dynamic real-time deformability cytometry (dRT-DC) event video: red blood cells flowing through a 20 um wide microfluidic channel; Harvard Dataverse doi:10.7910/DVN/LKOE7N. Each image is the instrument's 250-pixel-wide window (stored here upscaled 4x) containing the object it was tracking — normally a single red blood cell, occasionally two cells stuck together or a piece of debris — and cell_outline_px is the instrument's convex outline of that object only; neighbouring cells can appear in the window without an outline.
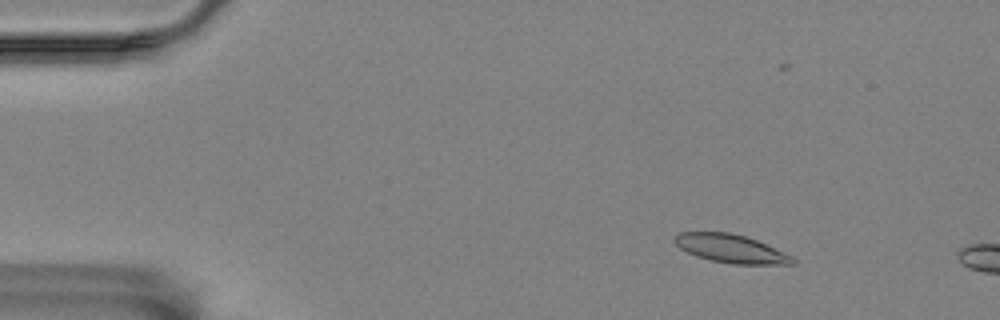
{"species": "Egyptian fruit bat (a non-hibernating species)", "species_latin": "Rousettus aegyptiacus", "temperature_condition": "room temperature", "stored_images_in_passage": 5, "camera_frame_rate_fps": 3000, "um_per_image_px": 0.085, "animal": {"sex": "female"}, "frame": {"image": 1, "passage_image": 3, "time_ms": 2.667, "image_size_px": [1000, 320], "cell_outline_px": [[796, 264], [732, 264], [712, 260], [696, 256], [680, 248], [672, 240], [680, 232], [732, 232], [756, 240], [792, 256], [796, 260]], "centroid_in_image_um": [62.12, 21.13], "position_along_channel_um": 22.9, "area_um2": 19.31}}